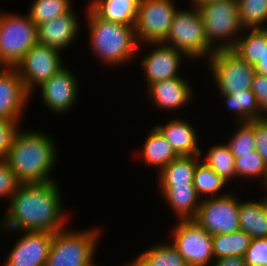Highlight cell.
<instances>
[{
    "label": "cell",
    "instance_id": "cell-1",
    "mask_svg": "<svg viewBox=\"0 0 267 266\" xmlns=\"http://www.w3.org/2000/svg\"><path fill=\"white\" fill-rule=\"evenodd\" d=\"M60 192L55 180L21 183L8 202L0 229L51 233L64 229L68 217L63 211Z\"/></svg>",
    "mask_w": 267,
    "mask_h": 266
},
{
    "label": "cell",
    "instance_id": "cell-2",
    "mask_svg": "<svg viewBox=\"0 0 267 266\" xmlns=\"http://www.w3.org/2000/svg\"><path fill=\"white\" fill-rule=\"evenodd\" d=\"M52 139L44 132L18 131L4 161L21 183L54 181L51 170L58 155Z\"/></svg>",
    "mask_w": 267,
    "mask_h": 266
},
{
    "label": "cell",
    "instance_id": "cell-3",
    "mask_svg": "<svg viewBox=\"0 0 267 266\" xmlns=\"http://www.w3.org/2000/svg\"><path fill=\"white\" fill-rule=\"evenodd\" d=\"M86 8L90 47L95 55L113 67L130 62L140 46L134 26L102 19L88 5Z\"/></svg>",
    "mask_w": 267,
    "mask_h": 266
},
{
    "label": "cell",
    "instance_id": "cell-4",
    "mask_svg": "<svg viewBox=\"0 0 267 266\" xmlns=\"http://www.w3.org/2000/svg\"><path fill=\"white\" fill-rule=\"evenodd\" d=\"M177 10L166 39L162 42L188 58H208L216 51L207 41L203 19L198 8Z\"/></svg>",
    "mask_w": 267,
    "mask_h": 266
},
{
    "label": "cell",
    "instance_id": "cell-5",
    "mask_svg": "<svg viewBox=\"0 0 267 266\" xmlns=\"http://www.w3.org/2000/svg\"><path fill=\"white\" fill-rule=\"evenodd\" d=\"M198 9L208 43L215 50L232 49L241 32L244 33L239 20L237 0H217ZM215 41H219V45Z\"/></svg>",
    "mask_w": 267,
    "mask_h": 266
},
{
    "label": "cell",
    "instance_id": "cell-6",
    "mask_svg": "<svg viewBox=\"0 0 267 266\" xmlns=\"http://www.w3.org/2000/svg\"><path fill=\"white\" fill-rule=\"evenodd\" d=\"M66 229V230H65ZM57 231L47 258L48 266H87L97 251L98 228L83 231H68L67 228Z\"/></svg>",
    "mask_w": 267,
    "mask_h": 266
},
{
    "label": "cell",
    "instance_id": "cell-7",
    "mask_svg": "<svg viewBox=\"0 0 267 266\" xmlns=\"http://www.w3.org/2000/svg\"><path fill=\"white\" fill-rule=\"evenodd\" d=\"M37 43V25L29 15L0 12V65L16 67Z\"/></svg>",
    "mask_w": 267,
    "mask_h": 266
},
{
    "label": "cell",
    "instance_id": "cell-8",
    "mask_svg": "<svg viewBox=\"0 0 267 266\" xmlns=\"http://www.w3.org/2000/svg\"><path fill=\"white\" fill-rule=\"evenodd\" d=\"M209 67L220 94H232L251 89L256 73L254 66L247 63L232 49L216 50L209 57Z\"/></svg>",
    "mask_w": 267,
    "mask_h": 266
},
{
    "label": "cell",
    "instance_id": "cell-9",
    "mask_svg": "<svg viewBox=\"0 0 267 266\" xmlns=\"http://www.w3.org/2000/svg\"><path fill=\"white\" fill-rule=\"evenodd\" d=\"M173 0H140L134 24L139 45L163 42L177 12Z\"/></svg>",
    "mask_w": 267,
    "mask_h": 266
},
{
    "label": "cell",
    "instance_id": "cell-10",
    "mask_svg": "<svg viewBox=\"0 0 267 266\" xmlns=\"http://www.w3.org/2000/svg\"><path fill=\"white\" fill-rule=\"evenodd\" d=\"M177 221L172 231L173 241L171 243L185 259L187 265H211L215 260L212 235L207 233L194 219Z\"/></svg>",
    "mask_w": 267,
    "mask_h": 266
},
{
    "label": "cell",
    "instance_id": "cell-11",
    "mask_svg": "<svg viewBox=\"0 0 267 266\" xmlns=\"http://www.w3.org/2000/svg\"><path fill=\"white\" fill-rule=\"evenodd\" d=\"M239 200L232 193L201 200L194 220L210 235L230 234L240 230Z\"/></svg>",
    "mask_w": 267,
    "mask_h": 266
},
{
    "label": "cell",
    "instance_id": "cell-12",
    "mask_svg": "<svg viewBox=\"0 0 267 266\" xmlns=\"http://www.w3.org/2000/svg\"><path fill=\"white\" fill-rule=\"evenodd\" d=\"M60 54L59 50L36 43L16 65L15 69L31 95L37 86H41L64 67Z\"/></svg>",
    "mask_w": 267,
    "mask_h": 266
},
{
    "label": "cell",
    "instance_id": "cell-13",
    "mask_svg": "<svg viewBox=\"0 0 267 266\" xmlns=\"http://www.w3.org/2000/svg\"><path fill=\"white\" fill-rule=\"evenodd\" d=\"M54 233L22 231V236L9 251L4 266H41L47 264Z\"/></svg>",
    "mask_w": 267,
    "mask_h": 266
},
{
    "label": "cell",
    "instance_id": "cell-14",
    "mask_svg": "<svg viewBox=\"0 0 267 266\" xmlns=\"http://www.w3.org/2000/svg\"><path fill=\"white\" fill-rule=\"evenodd\" d=\"M77 85L75 74L64 66L39 86V90L46 106L56 114H63L67 113L77 100Z\"/></svg>",
    "mask_w": 267,
    "mask_h": 266
},
{
    "label": "cell",
    "instance_id": "cell-15",
    "mask_svg": "<svg viewBox=\"0 0 267 266\" xmlns=\"http://www.w3.org/2000/svg\"><path fill=\"white\" fill-rule=\"evenodd\" d=\"M31 94L15 67L0 69V118L20 120Z\"/></svg>",
    "mask_w": 267,
    "mask_h": 266
},
{
    "label": "cell",
    "instance_id": "cell-16",
    "mask_svg": "<svg viewBox=\"0 0 267 266\" xmlns=\"http://www.w3.org/2000/svg\"><path fill=\"white\" fill-rule=\"evenodd\" d=\"M155 45L154 49L147 54L141 61V67L144 69L145 80L147 85L180 77L179 67L181 66L182 57L185 55L179 50L168 46L162 42L149 43Z\"/></svg>",
    "mask_w": 267,
    "mask_h": 266
},
{
    "label": "cell",
    "instance_id": "cell-17",
    "mask_svg": "<svg viewBox=\"0 0 267 266\" xmlns=\"http://www.w3.org/2000/svg\"><path fill=\"white\" fill-rule=\"evenodd\" d=\"M73 8L61 16L37 25V43L50 48L63 50L71 44L80 28L77 15Z\"/></svg>",
    "mask_w": 267,
    "mask_h": 266
},
{
    "label": "cell",
    "instance_id": "cell-18",
    "mask_svg": "<svg viewBox=\"0 0 267 266\" xmlns=\"http://www.w3.org/2000/svg\"><path fill=\"white\" fill-rule=\"evenodd\" d=\"M148 87L151 103L157 109L176 110L182 108L185 104H189L192 100L193 88L189 82L185 81L183 77H175L169 80L159 81L153 83Z\"/></svg>",
    "mask_w": 267,
    "mask_h": 266
},
{
    "label": "cell",
    "instance_id": "cell-19",
    "mask_svg": "<svg viewBox=\"0 0 267 266\" xmlns=\"http://www.w3.org/2000/svg\"><path fill=\"white\" fill-rule=\"evenodd\" d=\"M171 144L179 156L202 155L198 146V135L191 123L175 117L166 125L155 126Z\"/></svg>",
    "mask_w": 267,
    "mask_h": 266
},
{
    "label": "cell",
    "instance_id": "cell-20",
    "mask_svg": "<svg viewBox=\"0 0 267 266\" xmlns=\"http://www.w3.org/2000/svg\"><path fill=\"white\" fill-rule=\"evenodd\" d=\"M178 220L194 219L202 200L194 185L159 186Z\"/></svg>",
    "mask_w": 267,
    "mask_h": 266
},
{
    "label": "cell",
    "instance_id": "cell-21",
    "mask_svg": "<svg viewBox=\"0 0 267 266\" xmlns=\"http://www.w3.org/2000/svg\"><path fill=\"white\" fill-rule=\"evenodd\" d=\"M239 226L252 239L267 237V195L259 201L239 202Z\"/></svg>",
    "mask_w": 267,
    "mask_h": 266
},
{
    "label": "cell",
    "instance_id": "cell-22",
    "mask_svg": "<svg viewBox=\"0 0 267 266\" xmlns=\"http://www.w3.org/2000/svg\"><path fill=\"white\" fill-rule=\"evenodd\" d=\"M140 0H91L88 6L102 19L134 26Z\"/></svg>",
    "mask_w": 267,
    "mask_h": 266
},
{
    "label": "cell",
    "instance_id": "cell-23",
    "mask_svg": "<svg viewBox=\"0 0 267 266\" xmlns=\"http://www.w3.org/2000/svg\"><path fill=\"white\" fill-rule=\"evenodd\" d=\"M141 150L145 165L157 167L158 173L171 161L179 157L171 144L155 126L147 134Z\"/></svg>",
    "mask_w": 267,
    "mask_h": 266
},
{
    "label": "cell",
    "instance_id": "cell-24",
    "mask_svg": "<svg viewBox=\"0 0 267 266\" xmlns=\"http://www.w3.org/2000/svg\"><path fill=\"white\" fill-rule=\"evenodd\" d=\"M200 155L179 156L159 172L158 186L193 185L194 172Z\"/></svg>",
    "mask_w": 267,
    "mask_h": 266
},
{
    "label": "cell",
    "instance_id": "cell-25",
    "mask_svg": "<svg viewBox=\"0 0 267 266\" xmlns=\"http://www.w3.org/2000/svg\"><path fill=\"white\" fill-rule=\"evenodd\" d=\"M133 262L137 266H188L172 243L154 244Z\"/></svg>",
    "mask_w": 267,
    "mask_h": 266
},
{
    "label": "cell",
    "instance_id": "cell-26",
    "mask_svg": "<svg viewBox=\"0 0 267 266\" xmlns=\"http://www.w3.org/2000/svg\"><path fill=\"white\" fill-rule=\"evenodd\" d=\"M232 50L250 65L255 66L262 57L263 44H267L266 29H244ZM249 32V33H248Z\"/></svg>",
    "mask_w": 267,
    "mask_h": 266
},
{
    "label": "cell",
    "instance_id": "cell-27",
    "mask_svg": "<svg viewBox=\"0 0 267 266\" xmlns=\"http://www.w3.org/2000/svg\"><path fill=\"white\" fill-rule=\"evenodd\" d=\"M251 236L242 230L212 236L214 259L229 256L243 257L251 243Z\"/></svg>",
    "mask_w": 267,
    "mask_h": 266
},
{
    "label": "cell",
    "instance_id": "cell-28",
    "mask_svg": "<svg viewBox=\"0 0 267 266\" xmlns=\"http://www.w3.org/2000/svg\"><path fill=\"white\" fill-rule=\"evenodd\" d=\"M221 96L227 108L237 115V120L239 119L237 123L261 119V110L256 95L251 89L244 90L242 93L221 94Z\"/></svg>",
    "mask_w": 267,
    "mask_h": 266
},
{
    "label": "cell",
    "instance_id": "cell-29",
    "mask_svg": "<svg viewBox=\"0 0 267 266\" xmlns=\"http://www.w3.org/2000/svg\"><path fill=\"white\" fill-rule=\"evenodd\" d=\"M204 163L214 170L225 182L236 177L235 157L227 144H215L208 150Z\"/></svg>",
    "mask_w": 267,
    "mask_h": 266
},
{
    "label": "cell",
    "instance_id": "cell-30",
    "mask_svg": "<svg viewBox=\"0 0 267 266\" xmlns=\"http://www.w3.org/2000/svg\"><path fill=\"white\" fill-rule=\"evenodd\" d=\"M214 170L207 166L203 161L198 162L194 172L193 185L198 195L209 197H220L226 194H218L227 185Z\"/></svg>",
    "mask_w": 267,
    "mask_h": 266
},
{
    "label": "cell",
    "instance_id": "cell-31",
    "mask_svg": "<svg viewBox=\"0 0 267 266\" xmlns=\"http://www.w3.org/2000/svg\"><path fill=\"white\" fill-rule=\"evenodd\" d=\"M239 20L243 29H266L267 0H237Z\"/></svg>",
    "mask_w": 267,
    "mask_h": 266
},
{
    "label": "cell",
    "instance_id": "cell-32",
    "mask_svg": "<svg viewBox=\"0 0 267 266\" xmlns=\"http://www.w3.org/2000/svg\"><path fill=\"white\" fill-rule=\"evenodd\" d=\"M71 3V0H34L28 15L39 25L68 13L73 8Z\"/></svg>",
    "mask_w": 267,
    "mask_h": 266
},
{
    "label": "cell",
    "instance_id": "cell-33",
    "mask_svg": "<svg viewBox=\"0 0 267 266\" xmlns=\"http://www.w3.org/2000/svg\"><path fill=\"white\" fill-rule=\"evenodd\" d=\"M235 173L236 178L259 177L263 182L262 186L267 189V164L256 150L235 158Z\"/></svg>",
    "mask_w": 267,
    "mask_h": 266
},
{
    "label": "cell",
    "instance_id": "cell-34",
    "mask_svg": "<svg viewBox=\"0 0 267 266\" xmlns=\"http://www.w3.org/2000/svg\"><path fill=\"white\" fill-rule=\"evenodd\" d=\"M239 127L228 142L229 149L235 158L255 151L254 120L237 123Z\"/></svg>",
    "mask_w": 267,
    "mask_h": 266
},
{
    "label": "cell",
    "instance_id": "cell-35",
    "mask_svg": "<svg viewBox=\"0 0 267 266\" xmlns=\"http://www.w3.org/2000/svg\"><path fill=\"white\" fill-rule=\"evenodd\" d=\"M243 258L246 266H267V237L252 239Z\"/></svg>",
    "mask_w": 267,
    "mask_h": 266
},
{
    "label": "cell",
    "instance_id": "cell-36",
    "mask_svg": "<svg viewBox=\"0 0 267 266\" xmlns=\"http://www.w3.org/2000/svg\"><path fill=\"white\" fill-rule=\"evenodd\" d=\"M21 120L0 118V160H5L13 140L20 130Z\"/></svg>",
    "mask_w": 267,
    "mask_h": 266
},
{
    "label": "cell",
    "instance_id": "cell-37",
    "mask_svg": "<svg viewBox=\"0 0 267 266\" xmlns=\"http://www.w3.org/2000/svg\"><path fill=\"white\" fill-rule=\"evenodd\" d=\"M21 182L17 179L15 173L4 160H0V199L7 198L8 201L17 192Z\"/></svg>",
    "mask_w": 267,
    "mask_h": 266
},
{
    "label": "cell",
    "instance_id": "cell-38",
    "mask_svg": "<svg viewBox=\"0 0 267 266\" xmlns=\"http://www.w3.org/2000/svg\"><path fill=\"white\" fill-rule=\"evenodd\" d=\"M255 149L267 164V117L254 119Z\"/></svg>",
    "mask_w": 267,
    "mask_h": 266
},
{
    "label": "cell",
    "instance_id": "cell-39",
    "mask_svg": "<svg viewBox=\"0 0 267 266\" xmlns=\"http://www.w3.org/2000/svg\"><path fill=\"white\" fill-rule=\"evenodd\" d=\"M251 91L256 95L261 110V118L267 117V76L255 73Z\"/></svg>",
    "mask_w": 267,
    "mask_h": 266
},
{
    "label": "cell",
    "instance_id": "cell-40",
    "mask_svg": "<svg viewBox=\"0 0 267 266\" xmlns=\"http://www.w3.org/2000/svg\"><path fill=\"white\" fill-rule=\"evenodd\" d=\"M212 266H246L244 258L240 256H229L216 259Z\"/></svg>",
    "mask_w": 267,
    "mask_h": 266
},
{
    "label": "cell",
    "instance_id": "cell-41",
    "mask_svg": "<svg viewBox=\"0 0 267 266\" xmlns=\"http://www.w3.org/2000/svg\"><path fill=\"white\" fill-rule=\"evenodd\" d=\"M256 73L267 76V44H263L261 60L254 66Z\"/></svg>",
    "mask_w": 267,
    "mask_h": 266
},
{
    "label": "cell",
    "instance_id": "cell-42",
    "mask_svg": "<svg viewBox=\"0 0 267 266\" xmlns=\"http://www.w3.org/2000/svg\"><path fill=\"white\" fill-rule=\"evenodd\" d=\"M192 1V5L195 8H199L200 6L213 2V1H217V0H191Z\"/></svg>",
    "mask_w": 267,
    "mask_h": 266
},
{
    "label": "cell",
    "instance_id": "cell-43",
    "mask_svg": "<svg viewBox=\"0 0 267 266\" xmlns=\"http://www.w3.org/2000/svg\"><path fill=\"white\" fill-rule=\"evenodd\" d=\"M124 266H137V265L134 262H131V263L124 265Z\"/></svg>",
    "mask_w": 267,
    "mask_h": 266
},
{
    "label": "cell",
    "instance_id": "cell-44",
    "mask_svg": "<svg viewBox=\"0 0 267 266\" xmlns=\"http://www.w3.org/2000/svg\"><path fill=\"white\" fill-rule=\"evenodd\" d=\"M87 266H96L95 265V263H94V261H92L89 265H87Z\"/></svg>",
    "mask_w": 267,
    "mask_h": 266
}]
</instances>
